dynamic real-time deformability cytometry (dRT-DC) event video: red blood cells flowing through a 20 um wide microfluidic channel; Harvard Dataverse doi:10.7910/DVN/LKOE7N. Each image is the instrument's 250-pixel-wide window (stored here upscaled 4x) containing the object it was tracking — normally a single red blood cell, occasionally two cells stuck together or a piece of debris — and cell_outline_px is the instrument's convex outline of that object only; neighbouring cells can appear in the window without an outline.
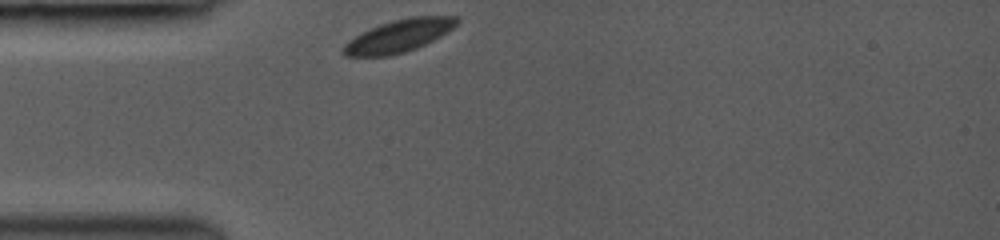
{"species": "common noctule bat (a hibernating species)", "species_latin": "Nyctalus noctula", "temperature_condition": "room temperature", "stored_images_in_passage": 20, "camera_frame_rate_fps": 3000, "um_per_image_px": 0.085, "animal": {"sex": "female", "body_mass_g": 19.0, "forearm_length_mm": 53.3}, "frame": {"image": 1, "passage_image": 1, "time_ms": 0.0, "image_size_px": [1000, 240], "cell_outline_px": [[460, 20], [448, 32], [416, 48], [404, 52], [388, 56], [344, 56], [340, 52], [340, 48], [348, 40], [380, 24], [392, 20], [408, 16], [456, 16]], "centroid_in_image_um": [33.87, 3.05], "position_along_channel_um": 51.1, "area_um2": 21.44}}
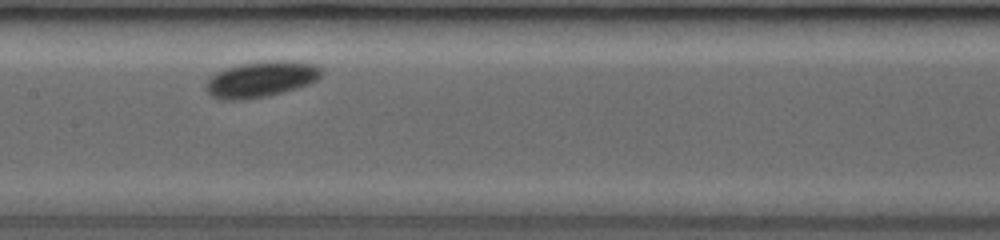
{"frame": {"image": 2, "passage_image": 8, "time_ms": 3.667, "image_size_px": [1000, 240], "cell_outline_px": [[324, 72], [316, 80], [308, 84], [296, 88], [268, 96], [240, 100], [220, 100], [212, 96], [204, 88], [208, 80], [216, 72], [224, 68], [240, 64], [268, 60], [284, 60], [316, 64], [324, 68]], "centroid_in_image_um": [22.2, 6.72], "position_along_channel_um": 185.2, "area_um2": 24.33}}
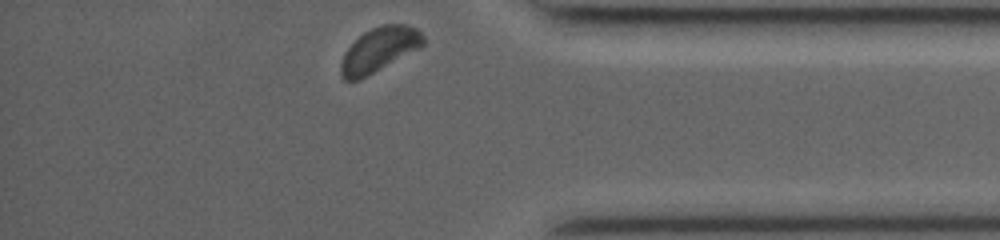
{"frame": {"image": 3, "passage_image": 20, "time_ms": 9.333, "image_size_px": [1000, 240], "cell_outline_px": [[424, 44], [420, 48], [360, 80], [344, 80], [340, 76], [340, 64], [344, 52], [364, 32], [380, 24], [408, 24], [416, 28], [424, 36]], "centroid_in_image_um": [32.23, 4.22], "position_along_channel_um": 403.0, "area_um2": 21.39}}